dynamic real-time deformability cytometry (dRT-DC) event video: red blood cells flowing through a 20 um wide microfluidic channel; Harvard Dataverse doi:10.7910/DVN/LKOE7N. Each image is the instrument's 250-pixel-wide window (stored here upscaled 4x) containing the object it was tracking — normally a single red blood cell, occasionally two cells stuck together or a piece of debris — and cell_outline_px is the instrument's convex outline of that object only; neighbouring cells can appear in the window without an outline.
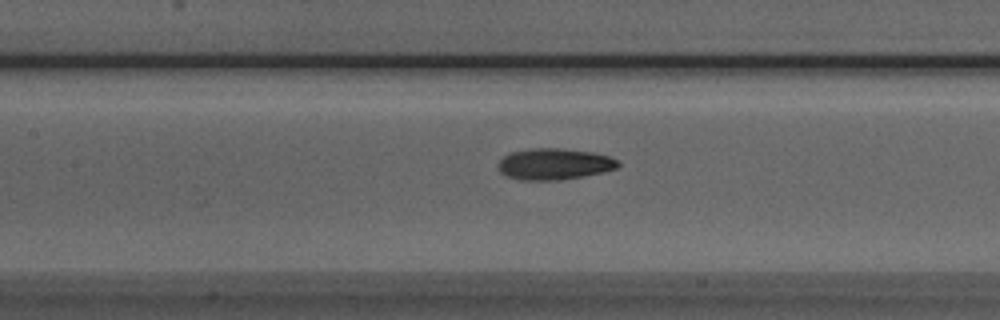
{"species": "Egyptian fruit bat (a non-hibernating species)", "species_latin": "Rousettus aegyptiacus", "temperature_condition": "room temperature", "stored_images_in_passage": 50, "camera_frame_rate_fps": 3000, "um_per_image_px": 0.085, "animal": {"sex": "male"}, "frame": {"image": 1, "passage_image": 21, "time_ms": 6.667, "image_size_px": [1000, 320], "cell_outline_px": [[620, 164], [616, 168], [604, 172], [584, 176], [560, 180], [520, 180], [504, 176], [500, 172], [496, 164], [504, 156], [512, 152], [532, 148], [556, 148], [592, 152], [608, 156], [616, 160]], "centroid_in_image_um": [47.07, 13.95], "position_along_channel_um": 160.3, "area_um2": 21.91}}
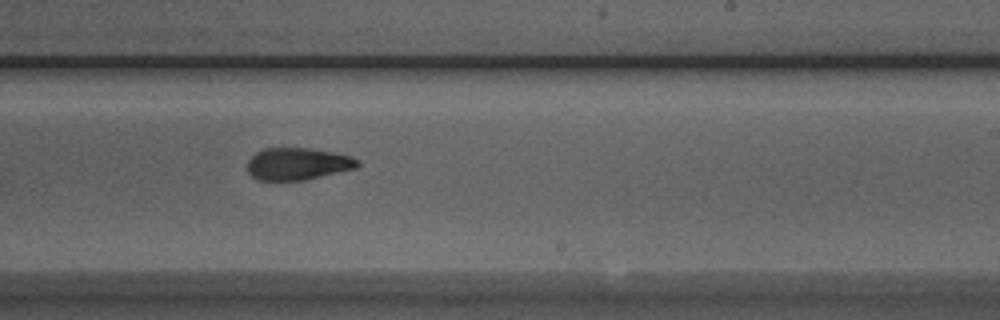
{"frame": {"image": 2, "passage_image": 29, "time_ms": 9.333, "image_size_px": [1000, 320], "cell_outline_px": [[360, 164], [356, 168], [304, 180], [256, 180], [248, 172], [248, 160], [256, 152], [264, 148], [312, 148], [336, 152], [352, 156], [360, 160]], "centroid_in_image_um": [25.33, 13.91], "position_along_channel_um": 263.7, "area_um2": 20.81}}
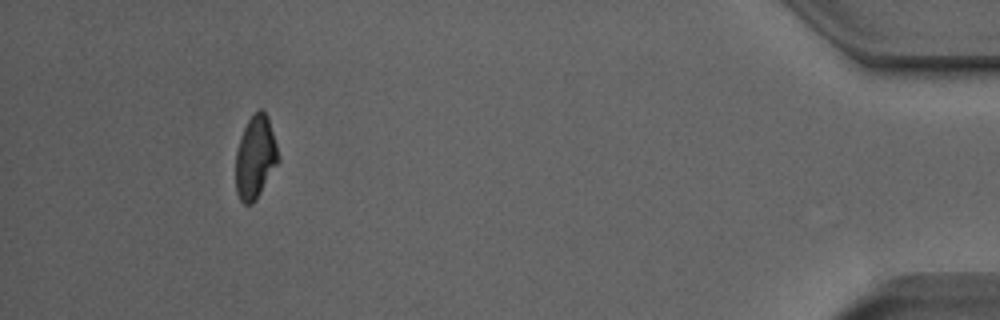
{"frame": {"image": 3, "passage_image": 46, "time_ms": 15.0, "image_size_px": [1000, 320], "cell_outline_px": [[280, 160], [256, 200], [252, 204], [244, 204], [240, 200], [236, 192], [236, 152], [244, 128], [248, 120], [260, 108], [268, 116], [280, 156]], "centroid_in_image_um": [21.72, 13.4], "position_along_channel_um": 413.5, "area_um2": 20.52}, "authors_computed_cell_mechanics": {"area_um2": 21.1837, "velocity_mm_per_s": 3.8954, "shape_relaxation_time_tau1_ms": 5.1657, "shape_relaxation_time_tau2_ms": 3.9807, "deformation_change_tau1": 0.1488, "deformation_change_tau2": 0.1123}}